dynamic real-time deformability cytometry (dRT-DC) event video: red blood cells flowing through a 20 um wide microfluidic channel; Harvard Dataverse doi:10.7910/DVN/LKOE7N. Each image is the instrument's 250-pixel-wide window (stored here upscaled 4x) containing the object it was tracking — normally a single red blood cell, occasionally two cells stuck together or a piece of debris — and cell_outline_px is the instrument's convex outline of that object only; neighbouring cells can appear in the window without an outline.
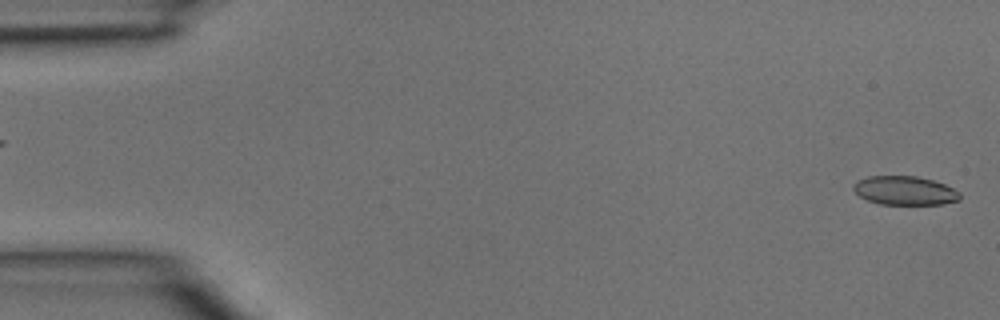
{"species": "common noctule bat (a hibernating species)", "species_latin": "Nyctalus noctula", "temperature_condition": "room temperature", "stored_images_in_passage": 4, "segment_of_instrument_passage": [2, 2], "camera_frame_rate_fps": 3000, "um_per_image_px": 0.085, "animal": {"sex": "male", "body_mass_g": 15.6}, "frame": {"image": 1, "passage_image": 4, "time_ms": 1.0, "image_size_px": [1000, 320], "cell_outline_px": [[960, 200], [944, 204], [880, 204], [868, 200], [860, 196], [852, 188], [852, 184], [856, 180], [868, 176], [916, 176], [932, 180], [944, 184], [960, 192]], "centroid_in_image_um": [76.89, 16.19], "position_along_channel_um": 8.1, "area_um2": 17.92}}